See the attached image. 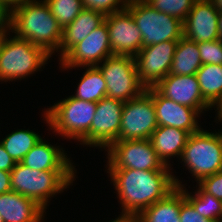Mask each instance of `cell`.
Returning <instances> with one entry per match:
<instances>
[{
    "label": "cell",
    "mask_w": 222,
    "mask_h": 222,
    "mask_svg": "<svg viewBox=\"0 0 222 222\" xmlns=\"http://www.w3.org/2000/svg\"><path fill=\"white\" fill-rule=\"evenodd\" d=\"M122 207L121 215L138 216L166 197L181 181L170 170L107 169Z\"/></svg>",
    "instance_id": "1"
},
{
    "label": "cell",
    "mask_w": 222,
    "mask_h": 222,
    "mask_svg": "<svg viewBox=\"0 0 222 222\" xmlns=\"http://www.w3.org/2000/svg\"><path fill=\"white\" fill-rule=\"evenodd\" d=\"M95 110V102L69 96L47 108L43 116L54 133L90 147V126Z\"/></svg>",
    "instance_id": "3"
},
{
    "label": "cell",
    "mask_w": 222,
    "mask_h": 222,
    "mask_svg": "<svg viewBox=\"0 0 222 222\" xmlns=\"http://www.w3.org/2000/svg\"><path fill=\"white\" fill-rule=\"evenodd\" d=\"M11 32L18 38L41 46L50 55L59 52L63 28L51 14L45 0L20 4L10 11Z\"/></svg>",
    "instance_id": "2"
},
{
    "label": "cell",
    "mask_w": 222,
    "mask_h": 222,
    "mask_svg": "<svg viewBox=\"0 0 222 222\" xmlns=\"http://www.w3.org/2000/svg\"><path fill=\"white\" fill-rule=\"evenodd\" d=\"M113 55L135 57L142 48V35L132 14L123 9L105 17Z\"/></svg>",
    "instance_id": "14"
},
{
    "label": "cell",
    "mask_w": 222,
    "mask_h": 222,
    "mask_svg": "<svg viewBox=\"0 0 222 222\" xmlns=\"http://www.w3.org/2000/svg\"><path fill=\"white\" fill-rule=\"evenodd\" d=\"M198 184L206 193L222 200V170L203 178Z\"/></svg>",
    "instance_id": "32"
},
{
    "label": "cell",
    "mask_w": 222,
    "mask_h": 222,
    "mask_svg": "<svg viewBox=\"0 0 222 222\" xmlns=\"http://www.w3.org/2000/svg\"><path fill=\"white\" fill-rule=\"evenodd\" d=\"M11 173V189L36 201L45 210L50 198L73 185L76 171L34 170L17 162Z\"/></svg>",
    "instance_id": "4"
},
{
    "label": "cell",
    "mask_w": 222,
    "mask_h": 222,
    "mask_svg": "<svg viewBox=\"0 0 222 222\" xmlns=\"http://www.w3.org/2000/svg\"><path fill=\"white\" fill-rule=\"evenodd\" d=\"M178 41L142 47L134 57L138 78L146 89L155 87L169 74Z\"/></svg>",
    "instance_id": "11"
},
{
    "label": "cell",
    "mask_w": 222,
    "mask_h": 222,
    "mask_svg": "<svg viewBox=\"0 0 222 222\" xmlns=\"http://www.w3.org/2000/svg\"><path fill=\"white\" fill-rule=\"evenodd\" d=\"M197 43L186 39H179L169 74L194 75L202 66Z\"/></svg>",
    "instance_id": "24"
},
{
    "label": "cell",
    "mask_w": 222,
    "mask_h": 222,
    "mask_svg": "<svg viewBox=\"0 0 222 222\" xmlns=\"http://www.w3.org/2000/svg\"><path fill=\"white\" fill-rule=\"evenodd\" d=\"M153 104L158 126H168L187 131L189 134L198 132L200 113L193 108L181 105L161 95L153 87Z\"/></svg>",
    "instance_id": "17"
},
{
    "label": "cell",
    "mask_w": 222,
    "mask_h": 222,
    "mask_svg": "<svg viewBox=\"0 0 222 222\" xmlns=\"http://www.w3.org/2000/svg\"><path fill=\"white\" fill-rule=\"evenodd\" d=\"M111 222H138V219L136 216L119 215V217Z\"/></svg>",
    "instance_id": "39"
},
{
    "label": "cell",
    "mask_w": 222,
    "mask_h": 222,
    "mask_svg": "<svg viewBox=\"0 0 222 222\" xmlns=\"http://www.w3.org/2000/svg\"><path fill=\"white\" fill-rule=\"evenodd\" d=\"M16 162L5 151L3 144L0 142V170L10 172L15 167Z\"/></svg>",
    "instance_id": "34"
},
{
    "label": "cell",
    "mask_w": 222,
    "mask_h": 222,
    "mask_svg": "<svg viewBox=\"0 0 222 222\" xmlns=\"http://www.w3.org/2000/svg\"><path fill=\"white\" fill-rule=\"evenodd\" d=\"M216 117H218L217 119L219 122L222 121V110L217 114Z\"/></svg>",
    "instance_id": "42"
},
{
    "label": "cell",
    "mask_w": 222,
    "mask_h": 222,
    "mask_svg": "<svg viewBox=\"0 0 222 222\" xmlns=\"http://www.w3.org/2000/svg\"><path fill=\"white\" fill-rule=\"evenodd\" d=\"M0 222H4L3 217L0 215Z\"/></svg>",
    "instance_id": "43"
},
{
    "label": "cell",
    "mask_w": 222,
    "mask_h": 222,
    "mask_svg": "<svg viewBox=\"0 0 222 222\" xmlns=\"http://www.w3.org/2000/svg\"><path fill=\"white\" fill-rule=\"evenodd\" d=\"M157 127L153 87L124 102L118 140L149 139Z\"/></svg>",
    "instance_id": "10"
},
{
    "label": "cell",
    "mask_w": 222,
    "mask_h": 222,
    "mask_svg": "<svg viewBox=\"0 0 222 222\" xmlns=\"http://www.w3.org/2000/svg\"><path fill=\"white\" fill-rule=\"evenodd\" d=\"M202 64L222 65V40L197 43Z\"/></svg>",
    "instance_id": "30"
},
{
    "label": "cell",
    "mask_w": 222,
    "mask_h": 222,
    "mask_svg": "<svg viewBox=\"0 0 222 222\" xmlns=\"http://www.w3.org/2000/svg\"><path fill=\"white\" fill-rule=\"evenodd\" d=\"M218 16L210 0L196 1L183 21V36L196 43L218 40Z\"/></svg>",
    "instance_id": "16"
},
{
    "label": "cell",
    "mask_w": 222,
    "mask_h": 222,
    "mask_svg": "<svg viewBox=\"0 0 222 222\" xmlns=\"http://www.w3.org/2000/svg\"><path fill=\"white\" fill-rule=\"evenodd\" d=\"M0 28H10V11L0 2Z\"/></svg>",
    "instance_id": "36"
},
{
    "label": "cell",
    "mask_w": 222,
    "mask_h": 222,
    "mask_svg": "<svg viewBox=\"0 0 222 222\" xmlns=\"http://www.w3.org/2000/svg\"><path fill=\"white\" fill-rule=\"evenodd\" d=\"M75 98L97 103L106 97V82L104 76L97 66L87 67L83 77H81Z\"/></svg>",
    "instance_id": "25"
},
{
    "label": "cell",
    "mask_w": 222,
    "mask_h": 222,
    "mask_svg": "<svg viewBox=\"0 0 222 222\" xmlns=\"http://www.w3.org/2000/svg\"><path fill=\"white\" fill-rule=\"evenodd\" d=\"M159 12L176 17L182 22L197 0H145Z\"/></svg>",
    "instance_id": "29"
},
{
    "label": "cell",
    "mask_w": 222,
    "mask_h": 222,
    "mask_svg": "<svg viewBox=\"0 0 222 222\" xmlns=\"http://www.w3.org/2000/svg\"><path fill=\"white\" fill-rule=\"evenodd\" d=\"M183 187H176L166 197L144 209L138 222H180L181 203L185 200Z\"/></svg>",
    "instance_id": "22"
},
{
    "label": "cell",
    "mask_w": 222,
    "mask_h": 222,
    "mask_svg": "<svg viewBox=\"0 0 222 222\" xmlns=\"http://www.w3.org/2000/svg\"><path fill=\"white\" fill-rule=\"evenodd\" d=\"M184 188L185 186H183L185 198L202 217L212 221L222 222V200L206 193L199 185L194 194H190L188 190Z\"/></svg>",
    "instance_id": "27"
},
{
    "label": "cell",
    "mask_w": 222,
    "mask_h": 222,
    "mask_svg": "<svg viewBox=\"0 0 222 222\" xmlns=\"http://www.w3.org/2000/svg\"><path fill=\"white\" fill-rule=\"evenodd\" d=\"M179 217L180 222H216L202 217L187 199L181 203Z\"/></svg>",
    "instance_id": "33"
},
{
    "label": "cell",
    "mask_w": 222,
    "mask_h": 222,
    "mask_svg": "<svg viewBox=\"0 0 222 222\" xmlns=\"http://www.w3.org/2000/svg\"><path fill=\"white\" fill-rule=\"evenodd\" d=\"M105 15L95 10L83 9L79 15L63 28V38L59 48L61 60L76 44L85 39L95 28L100 26Z\"/></svg>",
    "instance_id": "20"
},
{
    "label": "cell",
    "mask_w": 222,
    "mask_h": 222,
    "mask_svg": "<svg viewBox=\"0 0 222 222\" xmlns=\"http://www.w3.org/2000/svg\"><path fill=\"white\" fill-rule=\"evenodd\" d=\"M128 1L129 0H82V5L83 9L95 10L107 16L126 9Z\"/></svg>",
    "instance_id": "31"
},
{
    "label": "cell",
    "mask_w": 222,
    "mask_h": 222,
    "mask_svg": "<svg viewBox=\"0 0 222 222\" xmlns=\"http://www.w3.org/2000/svg\"><path fill=\"white\" fill-rule=\"evenodd\" d=\"M126 9L142 35V47L183 37V22L157 11L145 0H129Z\"/></svg>",
    "instance_id": "7"
},
{
    "label": "cell",
    "mask_w": 222,
    "mask_h": 222,
    "mask_svg": "<svg viewBox=\"0 0 222 222\" xmlns=\"http://www.w3.org/2000/svg\"><path fill=\"white\" fill-rule=\"evenodd\" d=\"M51 14L64 28L83 10L82 0H45Z\"/></svg>",
    "instance_id": "28"
},
{
    "label": "cell",
    "mask_w": 222,
    "mask_h": 222,
    "mask_svg": "<svg viewBox=\"0 0 222 222\" xmlns=\"http://www.w3.org/2000/svg\"><path fill=\"white\" fill-rule=\"evenodd\" d=\"M124 102L104 97L96 103L90 126V147L106 148L119 139Z\"/></svg>",
    "instance_id": "13"
},
{
    "label": "cell",
    "mask_w": 222,
    "mask_h": 222,
    "mask_svg": "<svg viewBox=\"0 0 222 222\" xmlns=\"http://www.w3.org/2000/svg\"><path fill=\"white\" fill-rule=\"evenodd\" d=\"M201 94L211 108L222 110V65L203 64L196 72Z\"/></svg>",
    "instance_id": "23"
},
{
    "label": "cell",
    "mask_w": 222,
    "mask_h": 222,
    "mask_svg": "<svg viewBox=\"0 0 222 222\" xmlns=\"http://www.w3.org/2000/svg\"><path fill=\"white\" fill-rule=\"evenodd\" d=\"M12 191L11 173L0 170V194Z\"/></svg>",
    "instance_id": "35"
},
{
    "label": "cell",
    "mask_w": 222,
    "mask_h": 222,
    "mask_svg": "<svg viewBox=\"0 0 222 222\" xmlns=\"http://www.w3.org/2000/svg\"><path fill=\"white\" fill-rule=\"evenodd\" d=\"M106 149L108 169L172 171L160 160L149 139L116 140Z\"/></svg>",
    "instance_id": "9"
},
{
    "label": "cell",
    "mask_w": 222,
    "mask_h": 222,
    "mask_svg": "<svg viewBox=\"0 0 222 222\" xmlns=\"http://www.w3.org/2000/svg\"><path fill=\"white\" fill-rule=\"evenodd\" d=\"M218 31H219V39L222 40V12H219L218 16Z\"/></svg>",
    "instance_id": "40"
},
{
    "label": "cell",
    "mask_w": 222,
    "mask_h": 222,
    "mask_svg": "<svg viewBox=\"0 0 222 222\" xmlns=\"http://www.w3.org/2000/svg\"><path fill=\"white\" fill-rule=\"evenodd\" d=\"M51 55L30 41L7 36L0 53V81H15L41 70Z\"/></svg>",
    "instance_id": "6"
},
{
    "label": "cell",
    "mask_w": 222,
    "mask_h": 222,
    "mask_svg": "<svg viewBox=\"0 0 222 222\" xmlns=\"http://www.w3.org/2000/svg\"><path fill=\"white\" fill-rule=\"evenodd\" d=\"M11 28H0V53L2 52L3 45L7 36H10Z\"/></svg>",
    "instance_id": "38"
},
{
    "label": "cell",
    "mask_w": 222,
    "mask_h": 222,
    "mask_svg": "<svg viewBox=\"0 0 222 222\" xmlns=\"http://www.w3.org/2000/svg\"><path fill=\"white\" fill-rule=\"evenodd\" d=\"M106 82V96L127 102L140 96L146 88L140 83L135 59L111 55L97 66Z\"/></svg>",
    "instance_id": "8"
},
{
    "label": "cell",
    "mask_w": 222,
    "mask_h": 222,
    "mask_svg": "<svg viewBox=\"0 0 222 222\" xmlns=\"http://www.w3.org/2000/svg\"><path fill=\"white\" fill-rule=\"evenodd\" d=\"M179 160L187 166L197 183L221 171L222 132L213 133L202 128L190 134Z\"/></svg>",
    "instance_id": "5"
},
{
    "label": "cell",
    "mask_w": 222,
    "mask_h": 222,
    "mask_svg": "<svg viewBox=\"0 0 222 222\" xmlns=\"http://www.w3.org/2000/svg\"><path fill=\"white\" fill-rule=\"evenodd\" d=\"M111 55L109 32L104 21L60 60V67L67 70L98 66Z\"/></svg>",
    "instance_id": "12"
},
{
    "label": "cell",
    "mask_w": 222,
    "mask_h": 222,
    "mask_svg": "<svg viewBox=\"0 0 222 222\" xmlns=\"http://www.w3.org/2000/svg\"><path fill=\"white\" fill-rule=\"evenodd\" d=\"M45 211L36 201L15 191L0 194V215L4 222H42Z\"/></svg>",
    "instance_id": "19"
},
{
    "label": "cell",
    "mask_w": 222,
    "mask_h": 222,
    "mask_svg": "<svg viewBox=\"0 0 222 222\" xmlns=\"http://www.w3.org/2000/svg\"><path fill=\"white\" fill-rule=\"evenodd\" d=\"M49 144L43 138L24 156L21 163L30 169L46 171H76L63 148Z\"/></svg>",
    "instance_id": "18"
},
{
    "label": "cell",
    "mask_w": 222,
    "mask_h": 222,
    "mask_svg": "<svg viewBox=\"0 0 222 222\" xmlns=\"http://www.w3.org/2000/svg\"><path fill=\"white\" fill-rule=\"evenodd\" d=\"M29 1H33V0H0V2L8 8L9 11H11L13 8H15L16 6L20 5V4H24L27 3Z\"/></svg>",
    "instance_id": "37"
},
{
    "label": "cell",
    "mask_w": 222,
    "mask_h": 222,
    "mask_svg": "<svg viewBox=\"0 0 222 222\" xmlns=\"http://www.w3.org/2000/svg\"><path fill=\"white\" fill-rule=\"evenodd\" d=\"M42 139V137L33 130L19 129L0 141L5 151L17 163L21 162L24 156Z\"/></svg>",
    "instance_id": "26"
},
{
    "label": "cell",
    "mask_w": 222,
    "mask_h": 222,
    "mask_svg": "<svg viewBox=\"0 0 222 222\" xmlns=\"http://www.w3.org/2000/svg\"><path fill=\"white\" fill-rule=\"evenodd\" d=\"M189 133L183 129L158 126L149 140L163 164L171 168V157L181 158Z\"/></svg>",
    "instance_id": "21"
},
{
    "label": "cell",
    "mask_w": 222,
    "mask_h": 222,
    "mask_svg": "<svg viewBox=\"0 0 222 222\" xmlns=\"http://www.w3.org/2000/svg\"><path fill=\"white\" fill-rule=\"evenodd\" d=\"M154 88L166 98L181 105L196 109L200 114L211 108L205 102L201 94L196 74H168Z\"/></svg>",
    "instance_id": "15"
},
{
    "label": "cell",
    "mask_w": 222,
    "mask_h": 222,
    "mask_svg": "<svg viewBox=\"0 0 222 222\" xmlns=\"http://www.w3.org/2000/svg\"><path fill=\"white\" fill-rule=\"evenodd\" d=\"M218 12H222V0H210Z\"/></svg>",
    "instance_id": "41"
}]
</instances>
